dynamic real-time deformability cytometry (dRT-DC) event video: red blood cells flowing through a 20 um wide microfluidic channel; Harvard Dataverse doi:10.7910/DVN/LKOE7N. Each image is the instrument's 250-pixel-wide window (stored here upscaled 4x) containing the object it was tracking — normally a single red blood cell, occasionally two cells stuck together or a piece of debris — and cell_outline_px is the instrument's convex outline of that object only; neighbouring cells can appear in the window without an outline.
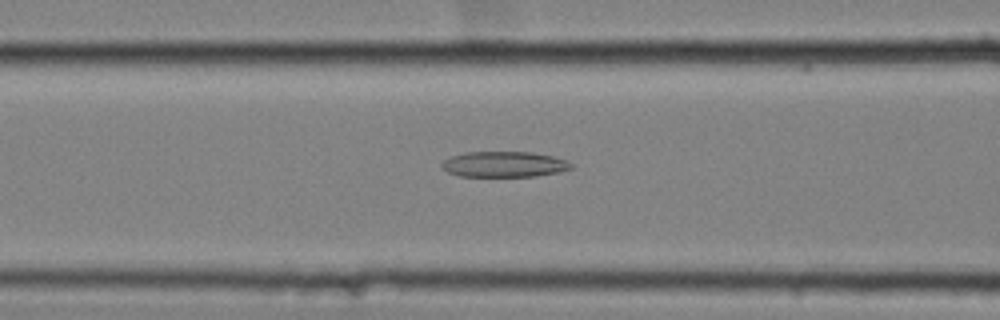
{"species": "common noctule bat (a hibernating species)", "species_latin": "Nyctalus noctula", "temperature_condition": "cold", "stored_images_in_passage": 55, "camera_frame_rate_fps": 3000, "um_per_image_px": 0.085, "animal": {"sex": "female", "body_mass_g": 25.1}, "frame": {"image": 1, "passage_image": 22, "time_ms": 7.0, "image_size_px": [1000, 320], "cell_outline_px": [[572, 168], [560, 172], [536, 176], [460, 176], [448, 172], [440, 164], [444, 160], [452, 156], [464, 152], [532, 152], [552, 156], [568, 160], [572, 164]], "centroid_in_image_um": [42.88, 13.96], "position_along_channel_um": 123.7, "area_um2": 19.31}}
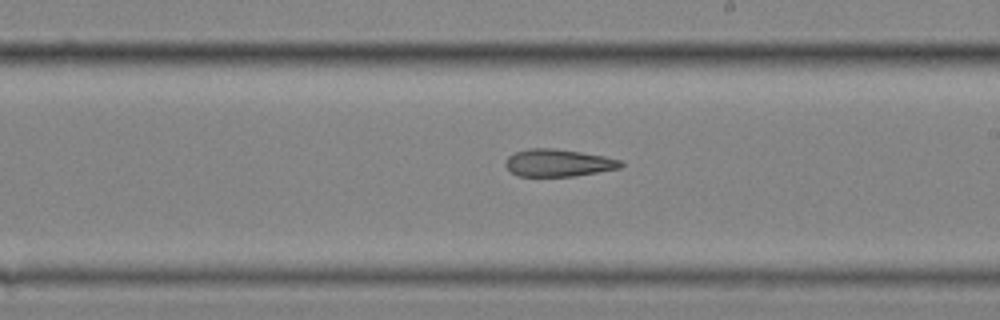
{"frame": {"image": 2, "passage_image": 32, "time_ms": 10.333, "image_size_px": [1000, 320], "cell_outline_px": [[624, 164], [620, 168], [572, 176], [516, 176], [504, 164], [508, 156], [516, 152], [528, 148], [552, 148], [580, 152], [604, 156], [620, 160]], "centroid_in_image_um": [47.43, 13.84], "position_along_channel_um": 241.6, "area_um2": 18.21}}
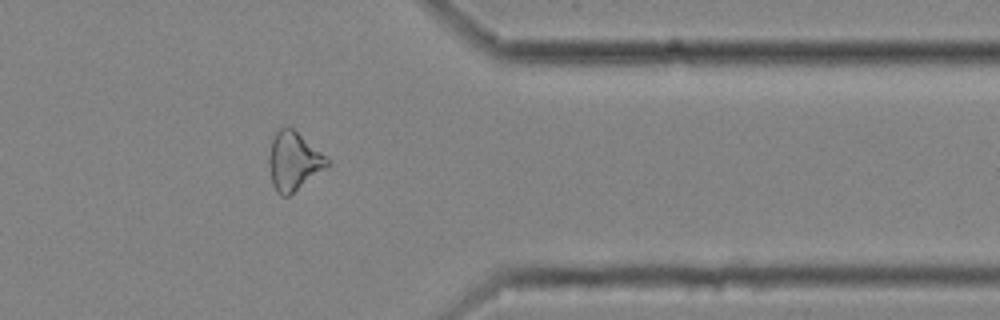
{"frame": {"image": 3, "passage_image": 45, "time_ms": 14.667, "image_size_px": [1000, 320], "cell_outline_px": [[332, 164], [288, 196], [280, 196], [276, 192], [272, 184], [268, 164], [268, 156], [272, 140], [276, 132], [284, 124], [288, 124], [332, 160]], "centroid_in_image_um": [24.97, 13.68], "position_along_channel_um": 386.4, "area_um2": 20.29}}